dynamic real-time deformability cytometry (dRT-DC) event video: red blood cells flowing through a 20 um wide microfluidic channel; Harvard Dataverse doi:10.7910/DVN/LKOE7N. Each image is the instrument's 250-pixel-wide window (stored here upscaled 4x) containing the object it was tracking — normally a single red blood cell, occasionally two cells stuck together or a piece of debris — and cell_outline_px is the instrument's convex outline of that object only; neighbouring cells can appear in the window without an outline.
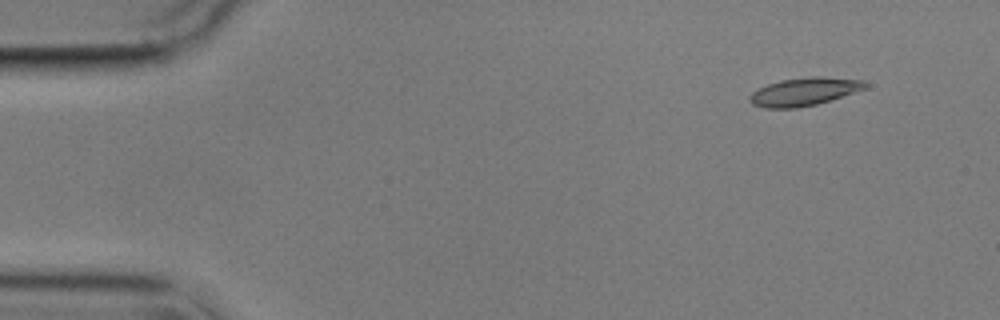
{"species": "common noctule bat (a hibernating species)", "species_latin": "Nyctalus noctula", "temperature_condition": "cold", "stored_images_in_passage": 14, "camera_frame_rate_fps": 3000, "um_per_image_px": 0.085, "animal": {"sex": "male", "body_mass_g": 17.9}, "frame": {"image": 1, "passage_image": 2, "time_ms": 1.333, "image_size_px": [1000, 320], "cell_outline_px": [[868, 88], [816, 104], [796, 108], [764, 108], [752, 104], [748, 100], [748, 96], [752, 92], [768, 84], [780, 80], [812, 76], [820, 76], [864, 80], [868, 84]], "centroid_in_image_um": [68.35, 7.78], "position_along_channel_um": 16.6, "area_um2": 18.9}}
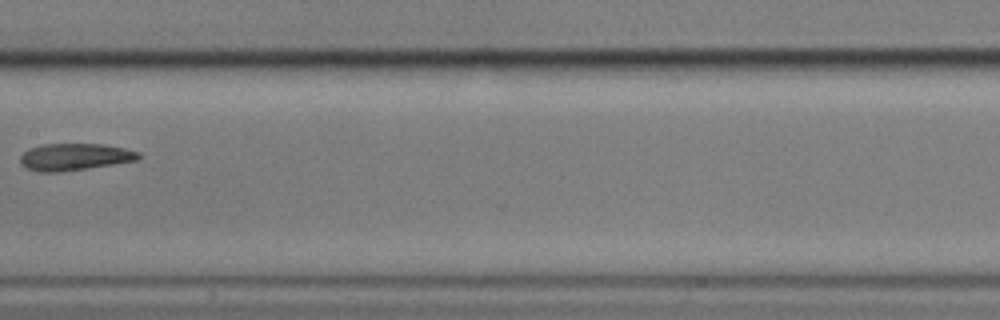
{"frame": {"image": 2, "passage_image": 8, "time_ms": 9.333, "image_size_px": [1000, 320], "cell_outline_px": [[140, 156], [136, 160], [88, 168], [60, 172], [40, 172], [28, 168], [20, 164], [20, 156], [28, 148], [44, 144], [100, 144], [124, 148], [140, 152]], "centroid_in_image_um": [6.31, 13.33], "position_along_channel_um": 201.1, "area_um2": 18.44}}
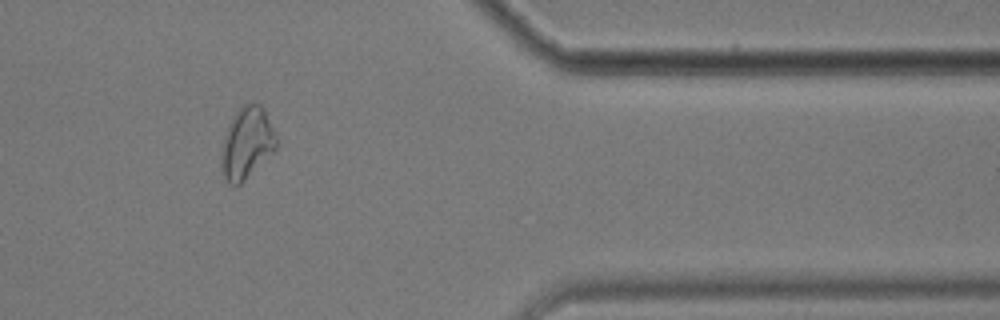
{"frame": {"image": 3, "passage_image": 13, "time_ms": 15.333, "image_size_px": [1000, 320], "cell_outline_px": [[280, 144], [236, 188], [232, 188], [228, 184], [220, 168], [220, 152], [224, 136], [228, 124], [236, 112], [244, 104], [260, 104], [264, 108]], "centroid_in_image_um": [20.95, 12.19], "position_along_channel_um": 390.4, "area_um2": 23.12}, "authors_computed_cell_mechanics": {"area_um2": 18.8428, "velocity_mm_per_s": 3.5061, "shape_relaxation_time_tau1_ms": 7.0049, "shape_relaxation_time_tau2_ms": null, "deformation_change_tau1": 0.187, "deformation_change_tau2": null}}